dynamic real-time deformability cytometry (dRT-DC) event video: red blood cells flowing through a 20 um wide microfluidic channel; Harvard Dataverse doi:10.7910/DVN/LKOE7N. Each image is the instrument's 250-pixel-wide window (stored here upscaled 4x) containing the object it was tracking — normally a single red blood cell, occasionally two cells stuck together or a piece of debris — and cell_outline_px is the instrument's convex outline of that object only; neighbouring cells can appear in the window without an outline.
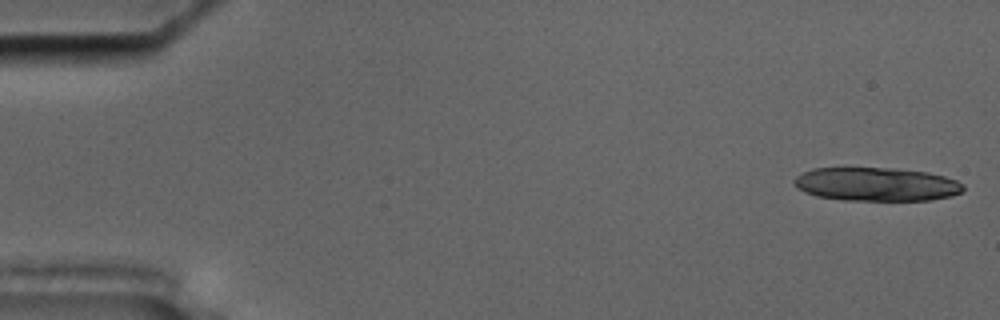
{"species": "common noctule bat (a hibernating species)", "species_latin": "Nyctalus noctula", "temperature_condition": "cold", "stored_images_in_passage": 15, "camera_frame_rate_fps": 3000, "um_per_image_px": 0.085, "animal": {"sex": "male", "body_mass_g": 17.5, "forearm_length_mm": 52.3}, "frame": {"image": 1, "passage_image": 1, "time_ms": 0.0, "image_size_px": [1000, 320], "cell_outline_px": [[964, 192], [952, 196], [932, 200], [844, 200], [816, 196], [804, 192], [796, 188], [792, 180], [796, 176], [812, 168], [892, 168], [928, 172], [944, 176], [956, 180], [964, 184]], "centroid_in_image_um": [74.5, 15.66], "position_along_channel_um": 10.5, "area_um2": 33.35}}